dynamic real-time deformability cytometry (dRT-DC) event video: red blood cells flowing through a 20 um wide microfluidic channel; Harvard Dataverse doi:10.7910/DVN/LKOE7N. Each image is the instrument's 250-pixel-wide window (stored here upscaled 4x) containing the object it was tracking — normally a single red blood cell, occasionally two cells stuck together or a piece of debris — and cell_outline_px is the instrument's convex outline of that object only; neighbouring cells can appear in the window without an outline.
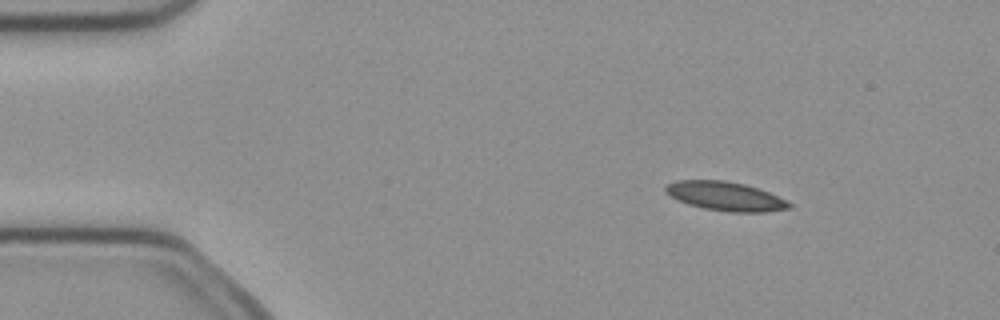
{"species": "common noctule bat (a hibernating species)", "species_latin": "Nyctalus noctula", "temperature_condition": "cold", "stored_images_in_passage": 4, "camera_frame_rate_fps": 3000, "um_per_image_px": 0.085, "animal": {"sex": "female", "body_mass_g": 21.9}, "frame": {"image": 1, "passage_image": 2, "time_ms": 0.333, "image_size_px": [1000, 320], "cell_outline_px": [[792, 208], [764, 212], [728, 212], [704, 208], [688, 204], [664, 192], [664, 188], [668, 184], [676, 180], [724, 180], [744, 184], [768, 192], [792, 204]], "centroid_in_image_um": [61.65, 16.68], "position_along_channel_um": 23.4, "area_um2": 20.63}}